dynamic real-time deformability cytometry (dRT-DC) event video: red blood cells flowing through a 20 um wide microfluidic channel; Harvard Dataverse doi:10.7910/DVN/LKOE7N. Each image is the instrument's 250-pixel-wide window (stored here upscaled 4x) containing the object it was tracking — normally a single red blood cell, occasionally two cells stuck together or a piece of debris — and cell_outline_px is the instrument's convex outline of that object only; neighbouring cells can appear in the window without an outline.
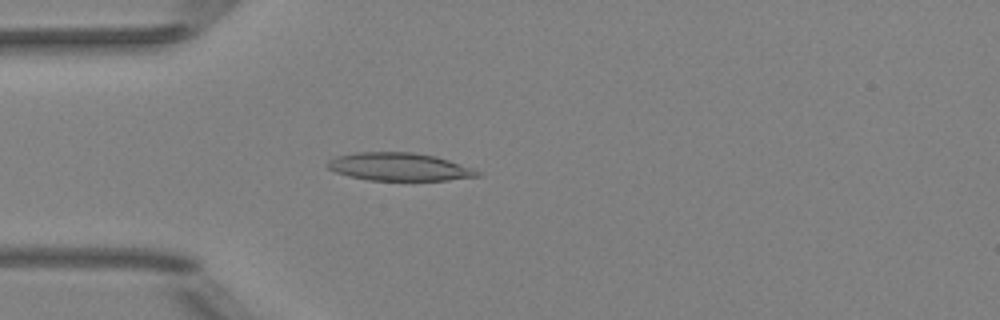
{"species": "Egyptian fruit bat (a non-hibernating species)", "species_latin": "Rousettus aegyptiacus", "temperature_condition": "room temperature", "stored_images_in_passage": 4, "camera_frame_rate_fps": 3000, "um_per_image_px": 0.085, "animal": {"sex": "female"}, "frame": {"image": 1, "passage_image": 4, "time_ms": 3.333, "image_size_px": [1000, 320], "cell_outline_px": [[480, 176], [448, 180], [368, 180], [348, 176], [336, 172], [328, 168], [324, 164], [328, 160], [336, 156], [356, 152], [412, 152], [436, 156], [472, 168], [480, 172]], "centroid_in_image_um": [33.89, 14.17], "position_along_channel_um": 51.1, "area_um2": 24.39}}